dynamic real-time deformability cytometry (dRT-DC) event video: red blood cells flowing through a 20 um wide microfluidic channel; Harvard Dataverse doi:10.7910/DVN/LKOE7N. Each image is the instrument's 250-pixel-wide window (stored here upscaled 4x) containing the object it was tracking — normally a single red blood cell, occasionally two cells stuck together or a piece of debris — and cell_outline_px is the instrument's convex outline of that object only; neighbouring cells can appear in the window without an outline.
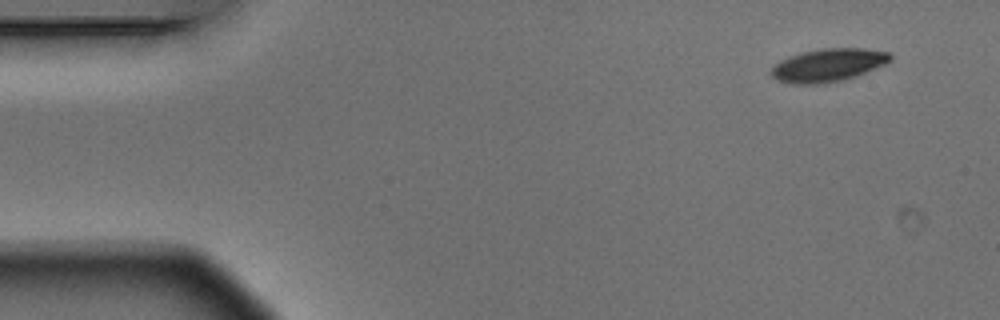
{"species": "Egyptian fruit bat (a non-hibernating species)", "species_latin": "Rousettus aegyptiacus", "temperature_condition": "warm", "stored_images_in_passage": 7, "camera_frame_rate_fps": 3000, "um_per_image_px": 0.085, "animal": {"sex": "male"}, "frame": {"image": 1, "passage_image": 1, "time_ms": 0.0, "image_size_px": [1000, 320], "cell_outline_px": [[892, 56], [884, 64], [864, 72], [840, 80], [816, 84], [796, 84], [780, 80], [772, 76], [772, 68], [780, 60], [804, 52], [824, 48], [864, 48], [888, 52]], "centroid_in_image_um": [70.38, 5.52], "position_along_channel_um": 14.6, "area_um2": 22.08}}
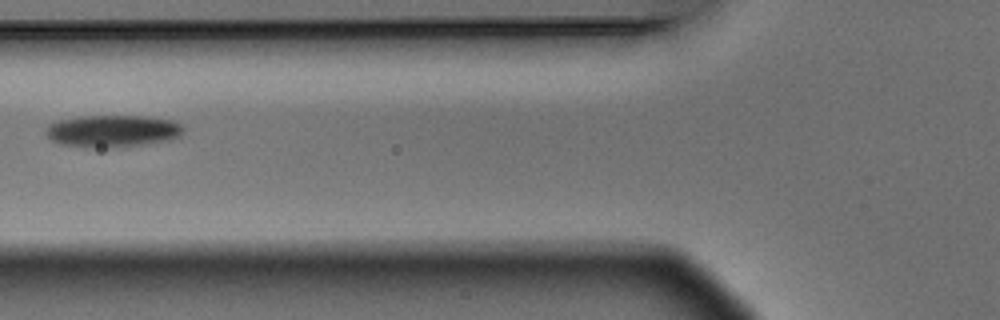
{"frame": {"image": 2, "passage_image": 5, "time_ms": 1.333, "image_size_px": [1000, 320], "cell_outline_px": [[184, 128], [180, 136], [168, 140], [140, 144], [108, 148], [60, 144], [52, 140], [44, 132], [48, 124], [56, 120], [80, 116], [144, 116], [172, 120], [180, 124]], "centroid_in_image_um": [9.53, 11.12], "position_along_channel_um": 116.3, "area_um2": 25.55}}
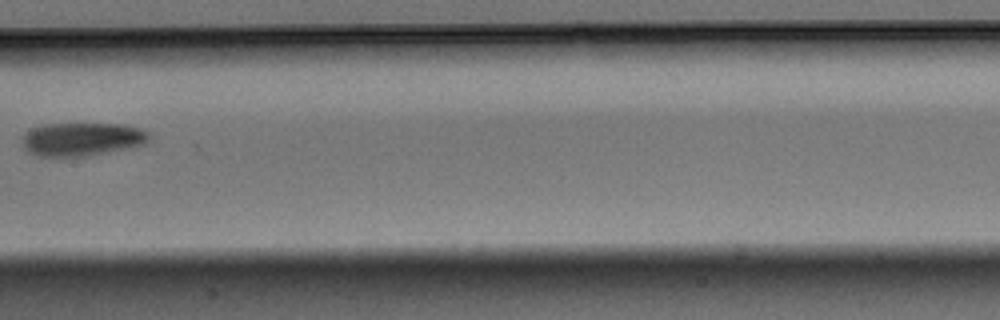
{"frame": {"image": 3, "passage_image": 7, "time_ms": 2.0, "image_size_px": [1000, 320], "cell_outline_px": [[152, 136], [144, 144], [132, 148], [84, 156], [40, 156], [28, 152], [24, 148], [24, 136], [32, 128], [48, 124], [124, 124], [140, 128], [148, 132]], "centroid_in_image_um": [7.04, 11.83], "position_along_channel_um": 200.4, "area_um2": 24.51}}